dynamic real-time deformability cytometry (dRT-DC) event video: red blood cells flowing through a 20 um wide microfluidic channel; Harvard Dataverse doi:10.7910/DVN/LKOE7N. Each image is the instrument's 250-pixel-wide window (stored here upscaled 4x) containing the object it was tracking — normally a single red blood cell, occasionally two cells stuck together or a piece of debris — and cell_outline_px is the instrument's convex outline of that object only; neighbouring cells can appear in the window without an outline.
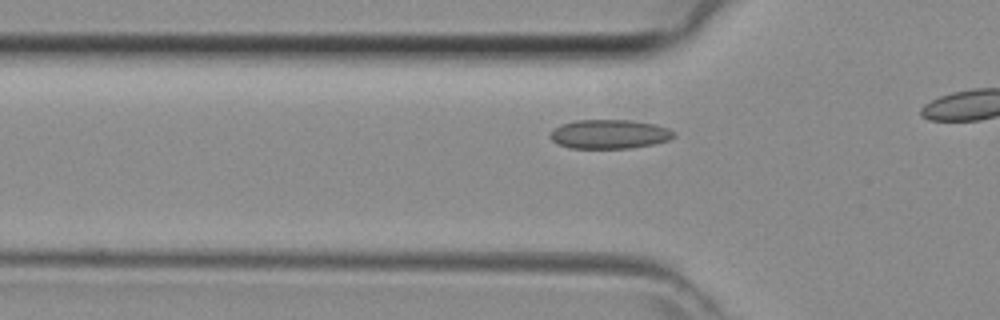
{"species": "common noctule bat (a hibernating species)", "species_latin": "Nyctalus noctula", "temperature_condition": "room temperature", "stored_images_in_passage": 17, "camera_frame_rate_fps": 3000, "um_per_image_px": 0.085, "animal": {"sex": "female", "body_mass_g": 29.2, "forearm_length_mm": 56.3}, "frame": {"image": 1, "passage_image": 12, "time_ms": 3.667, "image_size_px": [1000, 320], "cell_outline_px": [[676, 136], [668, 140], [652, 144], [628, 148], [568, 148], [556, 144], [548, 136], [560, 124], [576, 120], [628, 120], [656, 124], [668, 128], [676, 132]], "centroid_in_image_um": [51.79, 11.4], "position_along_channel_um": 74.0, "area_um2": 21.04}}
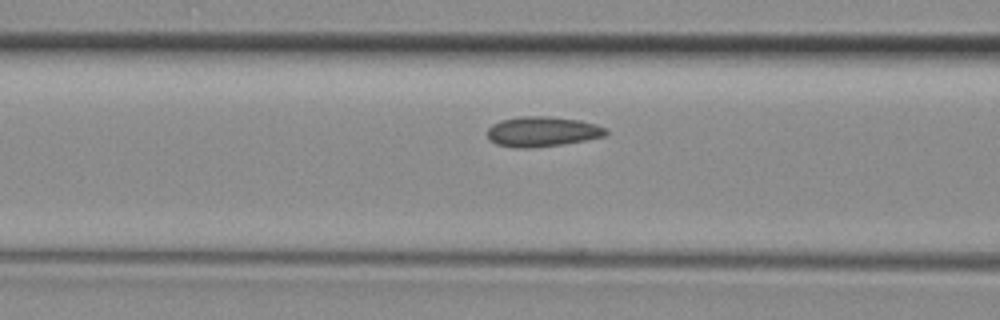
{"frame": {"image": 2, "passage_image": 15, "time_ms": 4.667, "image_size_px": [1000, 320], "cell_outline_px": [[608, 132], [604, 136], [584, 140], [560, 144], [532, 148], [516, 148], [496, 144], [488, 136], [488, 128], [492, 124], [500, 120], [520, 116], [548, 116], [580, 120], [596, 124], [604, 128]], "centroid_in_image_um": [46.07, 11.18], "position_along_channel_um": 120.5, "area_um2": 20.63}}